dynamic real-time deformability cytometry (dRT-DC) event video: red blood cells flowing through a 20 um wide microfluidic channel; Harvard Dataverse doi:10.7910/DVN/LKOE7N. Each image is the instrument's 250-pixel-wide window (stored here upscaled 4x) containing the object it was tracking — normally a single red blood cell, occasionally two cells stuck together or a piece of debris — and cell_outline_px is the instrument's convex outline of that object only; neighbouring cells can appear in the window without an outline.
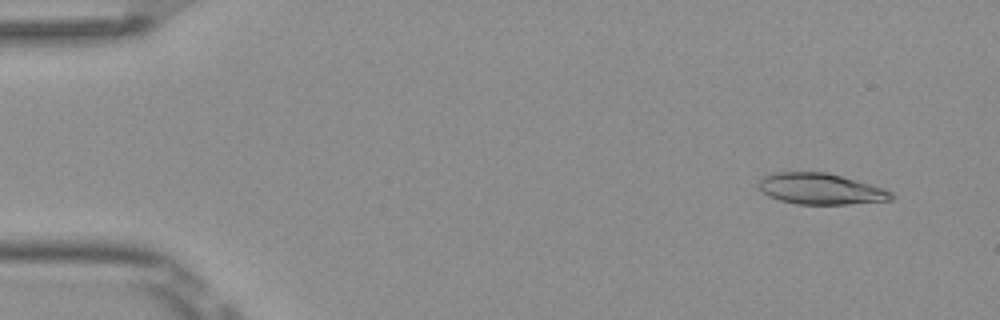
{"species": "Egyptian fruit bat (a non-hibernating species)", "species_latin": "Rousettus aegyptiacus", "temperature_condition": "room temperature", "stored_images_in_passage": 5, "camera_frame_rate_fps": 3000, "um_per_image_px": 0.085, "frame": {"image": 1, "passage_image": 2, "time_ms": 0.333, "image_size_px": [1000, 320], "cell_outline_px": [[896, 196], [892, 200], [848, 204], [796, 204], [780, 200], [768, 196], [756, 184], [764, 176], [776, 172], [828, 172], [884, 188], [892, 192]], "centroid_in_image_um": [69.77, 16.05], "position_along_channel_um": 15.2, "area_um2": 24.04}}
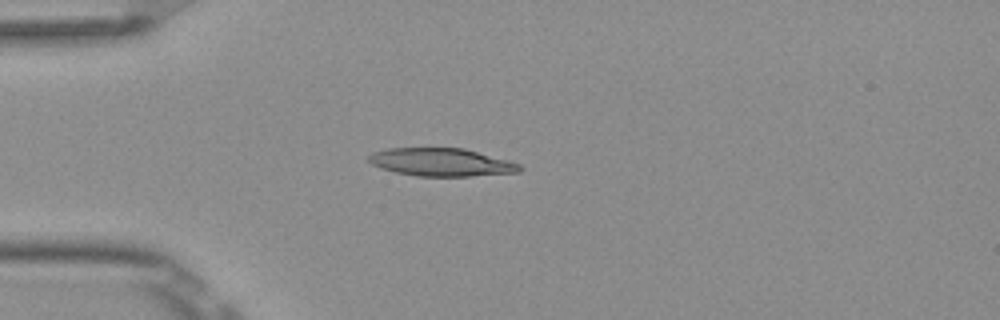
{"frame": {"image": 2, "passage_image": 5, "time_ms": 1.333, "image_size_px": [1000, 320], "cell_outline_px": [[524, 168], [520, 172], [468, 176], [416, 176], [396, 172], [380, 168], [372, 164], [368, 160], [368, 156], [372, 152], [388, 148], [464, 148], [508, 160], [520, 164]], "centroid_in_image_um": [37.51, 13.78], "position_along_channel_um": 47.5, "area_um2": 24.62}}